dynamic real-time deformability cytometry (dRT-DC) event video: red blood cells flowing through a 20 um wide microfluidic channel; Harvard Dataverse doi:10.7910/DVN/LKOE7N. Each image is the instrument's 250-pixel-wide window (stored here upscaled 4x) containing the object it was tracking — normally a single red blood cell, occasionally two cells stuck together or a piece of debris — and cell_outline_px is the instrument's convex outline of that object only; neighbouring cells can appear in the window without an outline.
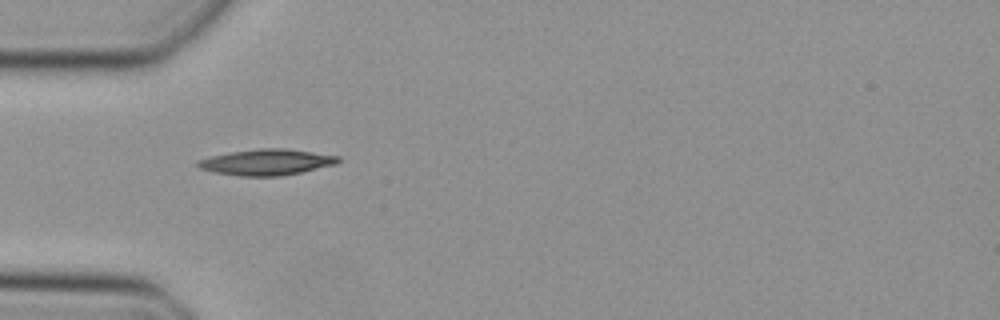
{"species": "Egyptian fruit bat (a non-hibernating species)", "species_latin": "Rousettus aegyptiacus", "temperature_condition": "cold", "stored_images_in_passage": 34, "camera_frame_rate_fps": 3000, "um_per_image_px": 0.085, "animal": {"sex": "female"}, "frame": {"image": 1, "passage_image": 1, "time_ms": 0.0, "image_size_px": [1000, 320], "cell_outline_px": [[340, 160], [336, 164], [300, 172], [280, 176], [240, 176], [216, 172], [200, 168], [196, 164], [196, 160], [212, 156], [232, 152], [260, 148], [284, 148], [340, 156]], "centroid_in_image_um": [22.67, 13.78], "position_along_channel_um": 62.3, "area_um2": 20.98}}
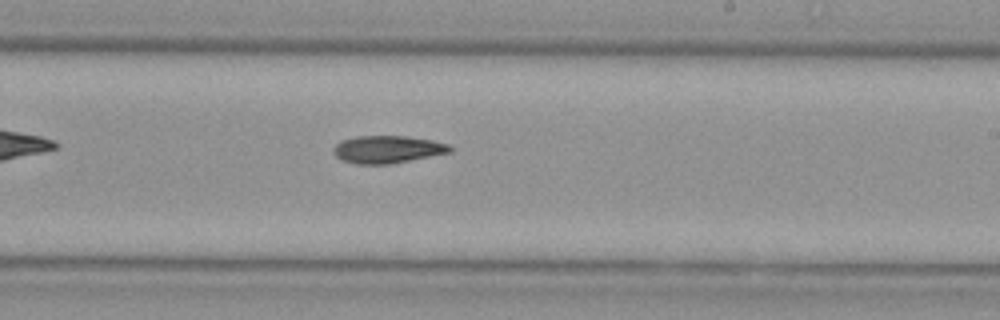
{"frame": {"image": 2, "passage_image": 15, "time_ms": 4.667, "image_size_px": [1000, 320], "cell_outline_px": [[452, 152], [392, 164], [356, 164], [340, 160], [332, 152], [332, 148], [340, 140], [356, 136], [404, 136], [432, 140], [448, 144], [452, 148]], "centroid_in_image_um": [32.9, 12.7], "position_along_channel_um": 256.1, "area_um2": 18.9}}
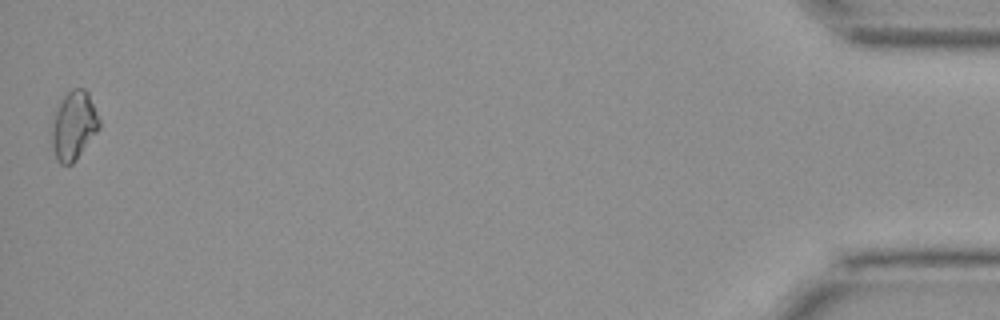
{"frame": {"image": 3, "passage_image": 34, "time_ms": 11.0, "image_size_px": [1000, 320], "cell_outline_px": [[100, 128], [76, 160], [72, 164], [60, 164], [56, 160], [52, 148], [48, 124], [52, 112], [60, 100], [72, 88], [84, 88], [88, 92], [100, 120]], "centroid_in_image_um": [6.19, 10.67], "position_along_channel_um": 429.0, "area_um2": 19.83}}